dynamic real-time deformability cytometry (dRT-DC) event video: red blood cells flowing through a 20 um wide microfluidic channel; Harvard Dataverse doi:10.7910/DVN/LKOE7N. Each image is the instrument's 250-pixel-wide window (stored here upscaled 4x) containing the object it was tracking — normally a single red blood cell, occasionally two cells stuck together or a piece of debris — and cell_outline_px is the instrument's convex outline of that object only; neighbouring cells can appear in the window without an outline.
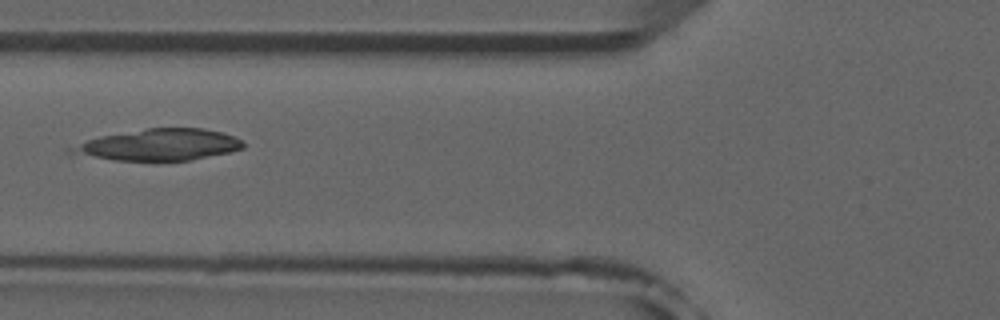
{"species": "common noctule bat (a hibernating species)", "species_latin": "Nyctalus noctula", "temperature_condition": "room temperature", "stored_images_in_passage": 5, "camera_frame_rate_fps": 3000, "um_per_image_px": 0.085, "animal": {"sex": "male", "forearm_length_mm": 52.5}, "frame": {"image": 1, "passage_image": 4, "time_ms": 4.333, "image_size_px": [1000, 320], "cell_outline_px": [[244, 148], [228, 152], [192, 160], [112, 160], [68, 152], [64, 148], [100, 136], [148, 128], [204, 128], [220, 132], [232, 136], [240, 140], [244, 144]], "centroid_in_image_um": [13.49, 12.3], "position_along_channel_um": 112.3, "area_um2": 31.1}}
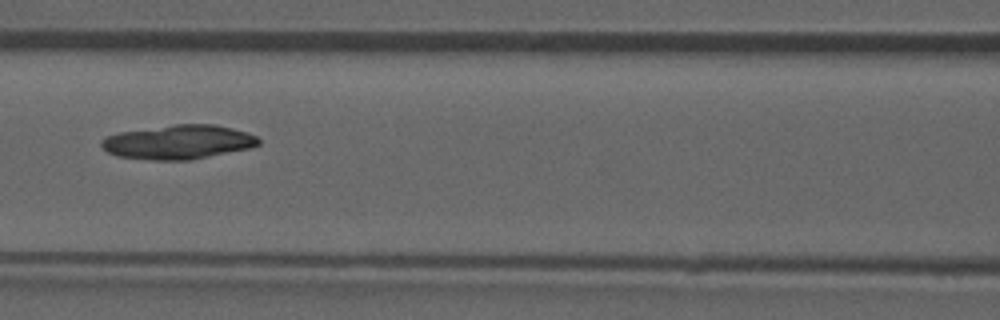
{"frame": {"image": 2, "passage_image": 5, "time_ms": 5.333, "image_size_px": [1000, 320], "cell_outline_px": [[260, 144], [248, 148], [192, 160], [152, 160], [116, 156], [108, 152], [100, 144], [100, 140], [108, 136], [120, 132], [176, 124], [216, 124], [248, 132], [256, 136], [260, 140]], "centroid_in_image_um": [15.17, 12.07], "position_along_channel_um": 151.4, "area_um2": 31.21}}